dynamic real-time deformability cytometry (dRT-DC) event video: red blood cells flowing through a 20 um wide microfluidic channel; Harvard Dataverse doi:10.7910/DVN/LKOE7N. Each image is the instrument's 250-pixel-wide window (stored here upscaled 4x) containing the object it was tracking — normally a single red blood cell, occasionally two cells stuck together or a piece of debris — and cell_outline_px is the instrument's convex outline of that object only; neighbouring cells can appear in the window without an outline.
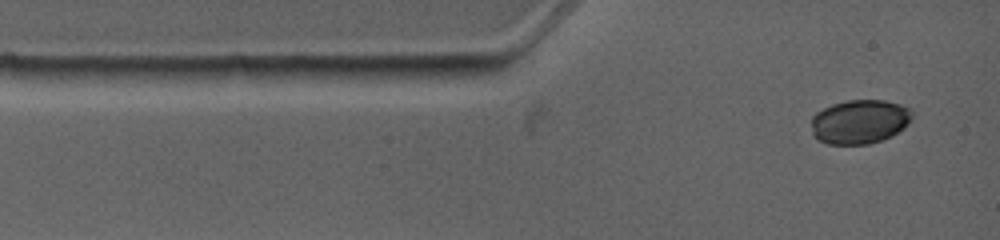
{"species": "common noctule bat (a hibernating species)", "species_latin": "Nyctalus noctula", "temperature_condition": "warm", "stored_images_in_passage": 7, "camera_frame_rate_fps": 4500, "um_per_image_px": 0.085, "animal": {"sex": "female", "body_mass_g": 19.0, "forearm_length_mm": 53.3}, "frame": {"image": 1, "passage_image": 1, "time_ms": 0.0, "image_size_px": [1000, 240], "cell_outline_px": [[912, 116], [908, 124], [904, 128], [892, 136], [868, 144], [828, 144], [816, 140], [812, 132], [812, 116], [816, 112], [832, 104], [848, 100], [884, 100], [900, 104], [912, 108]], "centroid_in_image_um": [73.07, 10.34], "position_along_channel_um": 11.9, "area_um2": 26.13}}
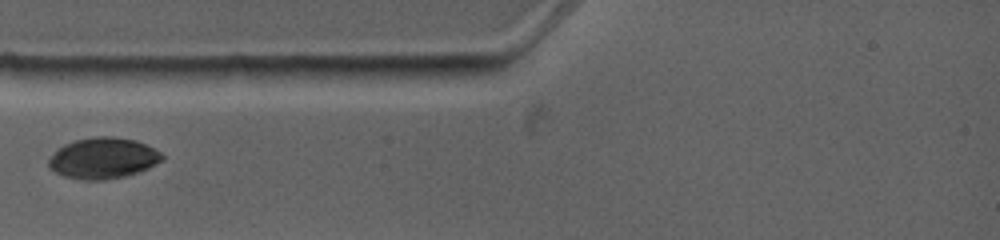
{"frame": {"image": 2, "passage_image": 4, "time_ms": 2.444, "image_size_px": [1000, 240], "cell_outline_px": [[164, 160], [140, 172], [124, 176], [104, 180], [80, 180], [64, 176], [56, 172], [48, 164], [48, 160], [64, 144], [76, 140], [96, 136], [112, 136], [136, 140], [160, 152], [164, 156]], "centroid_in_image_um": [8.79, 13.45], "position_along_channel_um": 76.2, "area_um2": 26.93}}
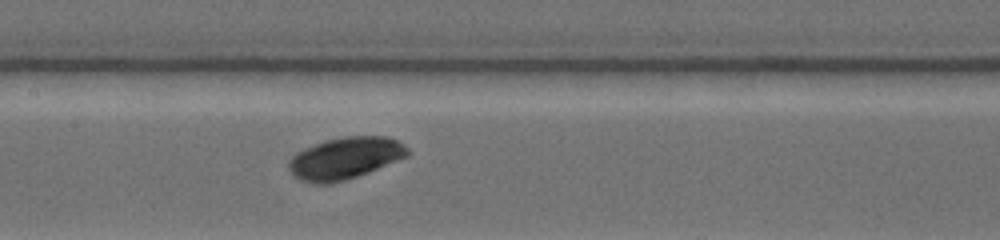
{"frame": {"image": 3, "passage_image": 7, "time_ms": 5.111, "image_size_px": [1000, 240], "cell_outline_px": [[408, 156], [368, 172], [332, 184], [308, 184], [292, 176], [288, 168], [288, 160], [296, 152], [304, 148], [324, 140], [344, 136], [388, 136], [404, 144], [408, 148]], "centroid_in_image_um": [29.27, 13.45], "position_along_channel_um": 178.1, "area_um2": 29.3}}